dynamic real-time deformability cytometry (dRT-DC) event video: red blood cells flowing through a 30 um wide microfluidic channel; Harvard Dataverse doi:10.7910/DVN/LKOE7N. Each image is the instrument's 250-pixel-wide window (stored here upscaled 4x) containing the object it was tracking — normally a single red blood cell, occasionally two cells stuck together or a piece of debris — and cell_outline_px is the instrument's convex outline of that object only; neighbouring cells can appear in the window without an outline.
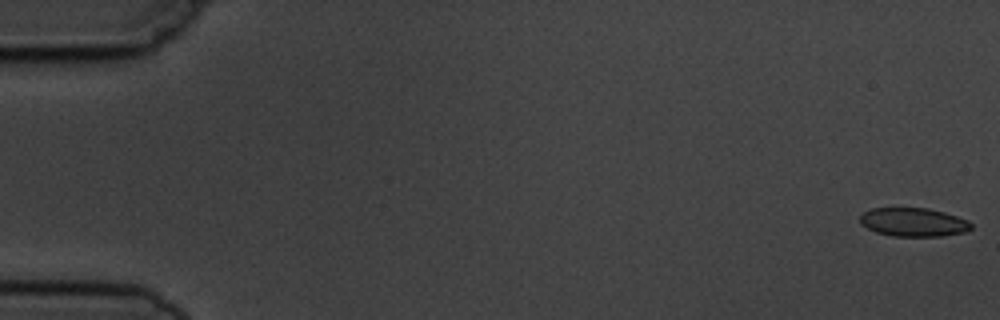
{"species": "common noctule bat (a hibernating species)", "species_latin": "Nyctalus noctula", "temperature_condition": "cold", "stored_images_in_passage": 6, "camera_frame_rate_fps": 3000, "um_per_image_px": 0.085, "animal": {"sex": "male", "body_mass_g": 19.5, "forearm_length_mm": 54.6}, "frame": {"image": 1, "passage_image": 1, "time_ms": 0.0, "image_size_px": [1000, 320], "cell_outline_px": [[972, 228], [964, 232], [944, 236], [892, 236], [876, 232], [860, 224], [860, 216], [864, 212], [872, 208], [928, 208], [944, 212], [968, 220], [972, 224]], "centroid_in_image_um": [77.65, 18.88], "position_along_channel_um": 7.4, "area_um2": 18.55}}
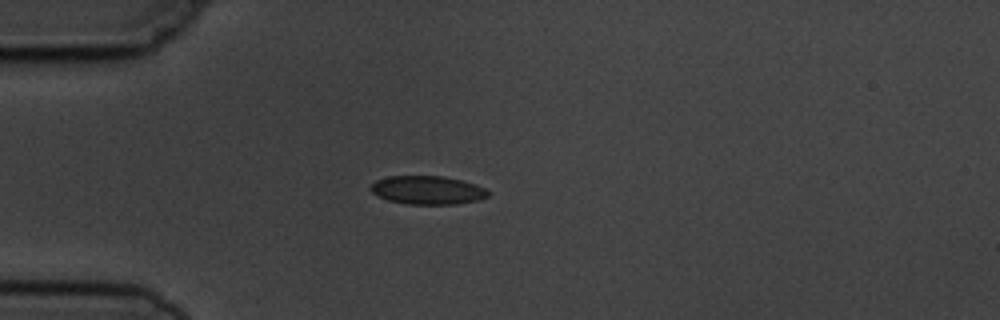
{"frame": {"image": 2, "passage_image": 5, "time_ms": 4.667, "image_size_px": [1000, 320], "cell_outline_px": [[492, 192], [488, 196], [480, 200], [456, 204], [408, 204], [388, 200], [372, 192], [368, 188], [376, 180], [388, 176], [444, 176], [476, 184]], "centroid_in_image_um": [36.37, 16.16], "position_along_channel_um": 48.6, "area_um2": 19.54}}